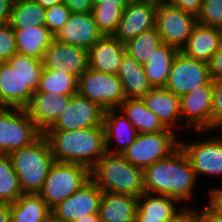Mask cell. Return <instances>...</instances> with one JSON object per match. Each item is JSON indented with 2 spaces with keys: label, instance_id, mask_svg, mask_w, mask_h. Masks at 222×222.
Masks as SVG:
<instances>
[{
  "label": "cell",
  "instance_id": "681fc988",
  "mask_svg": "<svg viewBox=\"0 0 222 222\" xmlns=\"http://www.w3.org/2000/svg\"><path fill=\"white\" fill-rule=\"evenodd\" d=\"M34 1L40 4L45 9L63 2V0H34Z\"/></svg>",
  "mask_w": 222,
  "mask_h": 222
},
{
  "label": "cell",
  "instance_id": "ffe728a7",
  "mask_svg": "<svg viewBox=\"0 0 222 222\" xmlns=\"http://www.w3.org/2000/svg\"><path fill=\"white\" fill-rule=\"evenodd\" d=\"M124 43L114 35H103L89 50V68L106 74L118 73L123 56Z\"/></svg>",
  "mask_w": 222,
  "mask_h": 222
},
{
  "label": "cell",
  "instance_id": "52a82bcc",
  "mask_svg": "<svg viewBox=\"0 0 222 222\" xmlns=\"http://www.w3.org/2000/svg\"><path fill=\"white\" fill-rule=\"evenodd\" d=\"M42 134L27 109L0 107V154L26 147Z\"/></svg>",
  "mask_w": 222,
  "mask_h": 222
},
{
  "label": "cell",
  "instance_id": "44dd1931",
  "mask_svg": "<svg viewBox=\"0 0 222 222\" xmlns=\"http://www.w3.org/2000/svg\"><path fill=\"white\" fill-rule=\"evenodd\" d=\"M221 47L222 29L198 23L180 52L189 58L208 63Z\"/></svg>",
  "mask_w": 222,
  "mask_h": 222
},
{
  "label": "cell",
  "instance_id": "8992f818",
  "mask_svg": "<svg viewBox=\"0 0 222 222\" xmlns=\"http://www.w3.org/2000/svg\"><path fill=\"white\" fill-rule=\"evenodd\" d=\"M91 179V170L84 165L55 161L38 193L52 210Z\"/></svg>",
  "mask_w": 222,
  "mask_h": 222
},
{
  "label": "cell",
  "instance_id": "74e56055",
  "mask_svg": "<svg viewBox=\"0 0 222 222\" xmlns=\"http://www.w3.org/2000/svg\"><path fill=\"white\" fill-rule=\"evenodd\" d=\"M17 53L14 30L9 24L0 26V63L8 60Z\"/></svg>",
  "mask_w": 222,
  "mask_h": 222
},
{
  "label": "cell",
  "instance_id": "5b68a950",
  "mask_svg": "<svg viewBox=\"0 0 222 222\" xmlns=\"http://www.w3.org/2000/svg\"><path fill=\"white\" fill-rule=\"evenodd\" d=\"M23 193H39L55 162L51 148L42 134L32 144L9 154Z\"/></svg>",
  "mask_w": 222,
  "mask_h": 222
},
{
  "label": "cell",
  "instance_id": "83f0119b",
  "mask_svg": "<svg viewBox=\"0 0 222 222\" xmlns=\"http://www.w3.org/2000/svg\"><path fill=\"white\" fill-rule=\"evenodd\" d=\"M11 222H45L51 209L38 193H23L10 204Z\"/></svg>",
  "mask_w": 222,
  "mask_h": 222
},
{
  "label": "cell",
  "instance_id": "d6986e66",
  "mask_svg": "<svg viewBox=\"0 0 222 222\" xmlns=\"http://www.w3.org/2000/svg\"><path fill=\"white\" fill-rule=\"evenodd\" d=\"M70 99L71 96L52 92H34L26 109L37 128L44 133L68 108Z\"/></svg>",
  "mask_w": 222,
  "mask_h": 222
},
{
  "label": "cell",
  "instance_id": "9a60e30c",
  "mask_svg": "<svg viewBox=\"0 0 222 222\" xmlns=\"http://www.w3.org/2000/svg\"><path fill=\"white\" fill-rule=\"evenodd\" d=\"M42 61L43 69L71 74L77 79L89 68L88 50L55 39Z\"/></svg>",
  "mask_w": 222,
  "mask_h": 222
},
{
  "label": "cell",
  "instance_id": "3957f363",
  "mask_svg": "<svg viewBox=\"0 0 222 222\" xmlns=\"http://www.w3.org/2000/svg\"><path fill=\"white\" fill-rule=\"evenodd\" d=\"M43 61L16 53L0 63V107L24 108L38 89Z\"/></svg>",
  "mask_w": 222,
  "mask_h": 222
},
{
  "label": "cell",
  "instance_id": "b9f144b4",
  "mask_svg": "<svg viewBox=\"0 0 222 222\" xmlns=\"http://www.w3.org/2000/svg\"><path fill=\"white\" fill-rule=\"evenodd\" d=\"M170 3L185 12L198 16L202 8L203 0H171Z\"/></svg>",
  "mask_w": 222,
  "mask_h": 222
},
{
  "label": "cell",
  "instance_id": "ee69618b",
  "mask_svg": "<svg viewBox=\"0 0 222 222\" xmlns=\"http://www.w3.org/2000/svg\"><path fill=\"white\" fill-rule=\"evenodd\" d=\"M209 203L208 206L217 213L222 214V187L211 188L209 191Z\"/></svg>",
  "mask_w": 222,
  "mask_h": 222
},
{
  "label": "cell",
  "instance_id": "277c9868",
  "mask_svg": "<svg viewBox=\"0 0 222 222\" xmlns=\"http://www.w3.org/2000/svg\"><path fill=\"white\" fill-rule=\"evenodd\" d=\"M91 179L104 192L134 197L145 192L143 169L133 166L122 154L106 152L91 169Z\"/></svg>",
  "mask_w": 222,
  "mask_h": 222
},
{
  "label": "cell",
  "instance_id": "816d5d0a",
  "mask_svg": "<svg viewBox=\"0 0 222 222\" xmlns=\"http://www.w3.org/2000/svg\"><path fill=\"white\" fill-rule=\"evenodd\" d=\"M137 1L159 6V5L170 3L171 0H137Z\"/></svg>",
  "mask_w": 222,
  "mask_h": 222
},
{
  "label": "cell",
  "instance_id": "2e32d148",
  "mask_svg": "<svg viewBox=\"0 0 222 222\" xmlns=\"http://www.w3.org/2000/svg\"><path fill=\"white\" fill-rule=\"evenodd\" d=\"M104 111L98 104L78 94L71 96L68 108L47 130H79L103 127Z\"/></svg>",
  "mask_w": 222,
  "mask_h": 222
},
{
  "label": "cell",
  "instance_id": "c3c4849f",
  "mask_svg": "<svg viewBox=\"0 0 222 222\" xmlns=\"http://www.w3.org/2000/svg\"><path fill=\"white\" fill-rule=\"evenodd\" d=\"M0 222H11L10 204L0 203Z\"/></svg>",
  "mask_w": 222,
  "mask_h": 222
},
{
  "label": "cell",
  "instance_id": "7402d4cb",
  "mask_svg": "<svg viewBox=\"0 0 222 222\" xmlns=\"http://www.w3.org/2000/svg\"><path fill=\"white\" fill-rule=\"evenodd\" d=\"M141 99L167 129L174 131L175 126L181 124L180 97L165 87L152 88Z\"/></svg>",
  "mask_w": 222,
  "mask_h": 222
},
{
  "label": "cell",
  "instance_id": "e0dca14e",
  "mask_svg": "<svg viewBox=\"0 0 222 222\" xmlns=\"http://www.w3.org/2000/svg\"><path fill=\"white\" fill-rule=\"evenodd\" d=\"M157 6L134 0L124 10L118 28L113 34L126 43L144 31L155 27Z\"/></svg>",
  "mask_w": 222,
  "mask_h": 222
},
{
  "label": "cell",
  "instance_id": "bcb514c9",
  "mask_svg": "<svg viewBox=\"0 0 222 222\" xmlns=\"http://www.w3.org/2000/svg\"><path fill=\"white\" fill-rule=\"evenodd\" d=\"M206 222H222V214L213 211L209 206L203 207Z\"/></svg>",
  "mask_w": 222,
  "mask_h": 222
},
{
  "label": "cell",
  "instance_id": "d590c367",
  "mask_svg": "<svg viewBox=\"0 0 222 222\" xmlns=\"http://www.w3.org/2000/svg\"><path fill=\"white\" fill-rule=\"evenodd\" d=\"M198 23L222 29V0H203Z\"/></svg>",
  "mask_w": 222,
  "mask_h": 222
},
{
  "label": "cell",
  "instance_id": "4fadbf2b",
  "mask_svg": "<svg viewBox=\"0 0 222 222\" xmlns=\"http://www.w3.org/2000/svg\"><path fill=\"white\" fill-rule=\"evenodd\" d=\"M179 146L187 155L196 178L197 175L222 177V136L195 142L179 141Z\"/></svg>",
  "mask_w": 222,
  "mask_h": 222
},
{
  "label": "cell",
  "instance_id": "f6af8a7d",
  "mask_svg": "<svg viewBox=\"0 0 222 222\" xmlns=\"http://www.w3.org/2000/svg\"><path fill=\"white\" fill-rule=\"evenodd\" d=\"M14 0H0V26L9 24Z\"/></svg>",
  "mask_w": 222,
  "mask_h": 222
},
{
  "label": "cell",
  "instance_id": "f546056e",
  "mask_svg": "<svg viewBox=\"0 0 222 222\" xmlns=\"http://www.w3.org/2000/svg\"><path fill=\"white\" fill-rule=\"evenodd\" d=\"M178 52L179 50L176 48L162 44L151 59L143 65L149 83L153 88H161L167 85L171 66Z\"/></svg>",
  "mask_w": 222,
  "mask_h": 222
},
{
  "label": "cell",
  "instance_id": "4dcf8cb0",
  "mask_svg": "<svg viewBox=\"0 0 222 222\" xmlns=\"http://www.w3.org/2000/svg\"><path fill=\"white\" fill-rule=\"evenodd\" d=\"M46 9L34 0H14L9 25L12 29L45 26Z\"/></svg>",
  "mask_w": 222,
  "mask_h": 222
},
{
  "label": "cell",
  "instance_id": "60d3db41",
  "mask_svg": "<svg viewBox=\"0 0 222 222\" xmlns=\"http://www.w3.org/2000/svg\"><path fill=\"white\" fill-rule=\"evenodd\" d=\"M208 68L212 81L222 80V47L211 57Z\"/></svg>",
  "mask_w": 222,
  "mask_h": 222
},
{
  "label": "cell",
  "instance_id": "d6a6232c",
  "mask_svg": "<svg viewBox=\"0 0 222 222\" xmlns=\"http://www.w3.org/2000/svg\"><path fill=\"white\" fill-rule=\"evenodd\" d=\"M77 84L78 79L71 74L43 69L36 92L73 96L77 94Z\"/></svg>",
  "mask_w": 222,
  "mask_h": 222
},
{
  "label": "cell",
  "instance_id": "4316f807",
  "mask_svg": "<svg viewBox=\"0 0 222 222\" xmlns=\"http://www.w3.org/2000/svg\"><path fill=\"white\" fill-rule=\"evenodd\" d=\"M138 133L172 131L167 129L158 116L146 108L142 99H125L118 107Z\"/></svg>",
  "mask_w": 222,
  "mask_h": 222
},
{
  "label": "cell",
  "instance_id": "9c48e42d",
  "mask_svg": "<svg viewBox=\"0 0 222 222\" xmlns=\"http://www.w3.org/2000/svg\"><path fill=\"white\" fill-rule=\"evenodd\" d=\"M77 94L98 104L103 110L118 109L126 99L121 80L88 68L79 78Z\"/></svg>",
  "mask_w": 222,
  "mask_h": 222
},
{
  "label": "cell",
  "instance_id": "603a6c76",
  "mask_svg": "<svg viewBox=\"0 0 222 222\" xmlns=\"http://www.w3.org/2000/svg\"><path fill=\"white\" fill-rule=\"evenodd\" d=\"M119 111L108 109L104 111L103 127L105 130L106 152L112 154H122L136 139L138 132L124 114L118 116ZM116 140L115 148L111 149V140ZM117 148V149H116Z\"/></svg>",
  "mask_w": 222,
  "mask_h": 222
},
{
  "label": "cell",
  "instance_id": "f1b7e54d",
  "mask_svg": "<svg viewBox=\"0 0 222 222\" xmlns=\"http://www.w3.org/2000/svg\"><path fill=\"white\" fill-rule=\"evenodd\" d=\"M179 201L173 197L165 195H154L143 193L138 197V210L136 217H147L162 219L165 222H172L174 216L179 211L177 207Z\"/></svg>",
  "mask_w": 222,
  "mask_h": 222
},
{
  "label": "cell",
  "instance_id": "30bf717a",
  "mask_svg": "<svg viewBox=\"0 0 222 222\" xmlns=\"http://www.w3.org/2000/svg\"><path fill=\"white\" fill-rule=\"evenodd\" d=\"M197 24V16L183 11L172 3L157 6L155 28L165 45L181 51Z\"/></svg>",
  "mask_w": 222,
  "mask_h": 222
},
{
  "label": "cell",
  "instance_id": "ab89813d",
  "mask_svg": "<svg viewBox=\"0 0 222 222\" xmlns=\"http://www.w3.org/2000/svg\"><path fill=\"white\" fill-rule=\"evenodd\" d=\"M172 222H206L203 208L198 212L194 208L183 207L179 209Z\"/></svg>",
  "mask_w": 222,
  "mask_h": 222
},
{
  "label": "cell",
  "instance_id": "f5cc1de1",
  "mask_svg": "<svg viewBox=\"0 0 222 222\" xmlns=\"http://www.w3.org/2000/svg\"><path fill=\"white\" fill-rule=\"evenodd\" d=\"M135 222H165L162 219H154V218H147V217H136Z\"/></svg>",
  "mask_w": 222,
  "mask_h": 222
},
{
  "label": "cell",
  "instance_id": "836d02e7",
  "mask_svg": "<svg viewBox=\"0 0 222 222\" xmlns=\"http://www.w3.org/2000/svg\"><path fill=\"white\" fill-rule=\"evenodd\" d=\"M22 194L19 178L13 169L10 156L0 154V203H14Z\"/></svg>",
  "mask_w": 222,
  "mask_h": 222
},
{
  "label": "cell",
  "instance_id": "cb8c5ba5",
  "mask_svg": "<svg viewBox=\"0 0 222 222\" xmlns=\"http://www.w3.org/2000/svg\"><path fill=\"white\" fill-rule=\"evenodd\" d=\"M137 210L138 197L103 191L98 216L100 222H135Z\"/></svg>",
  "mask_w": 222,
  "mask_h": 222
},
{
  "label": "cell",
  "instance_id": "f35d334b",
  "mask_svg": "<svg viewBox=\"0 0 222 222\" xmlns=\"http://www.w3.org/2000/svg\"><path fill=\"white\" fill-rule=\"evenodd\" d=\"M222 127V80L213 81L212 130Z\"/></svg>",
  "mask_w": 222,
  "mask_h": 222
},
{
  "label": "cell",
  "instance_id": "7c38bea8",
  "mask_svg": "<svg viewBox=\"0 0 222 222\" xmlns=\"http://www.w3.org/2000/svg\"><path fill=\"white\" fill-rule=\"evenodd\" d=\"M213 81L180 96L181 121L197 133L212 131ZM206 132V133H205Z\"/></svg>",
  "mask_w": 222,
  "mask_h": 222
},
{
  "label": "cell",
  "instance_id": "ba28073f",
  "mask_svg": "<svg viewBox=\"0 0 222 222\" xmlns=\"http://www.w3.org/2000/svg\"><path fill=\"white\" fill-rule=\"evenodd\" d=\"M175 131L138 133L133 143L122 153L133 166L145 169L168 157L179 147Z\"/></svg>",
  "mask_w": 222,
  "mask_h": 222
},
{
  "label": "cell",
  "instance_id": "7bdbcfd3",
  "mask_svg": "<svg viewBox=\"0 0 222 222\" xmlns=\"http://www.w3.org/2000/svg\"><path fill=\"white\" fill-rule=\"evenodd\" d=\"M63 3L71 10L72 13L92 12V0H63Z\"/></svg>",
  "mask_w": 222,
  "mask_h": 222
},
{
  "label": "cell",
  "instance_id": "484cf974",
  "mask_svg": "<svg viewBox=\"0 0 222 222\" xmlns=\"http://www.w3.org/2000/svg\"><path fill=\"white\" fill-rule=\"evenodd\" d=\"M15 34L17 53L43 59L54 39V35L46 26L24 27L13 29Z\"/></svg>",
  "mask_w": 222,
  "mask_h": 222
},
{
  "label": "cell",
  "instance_id": "8fae6325",
  "mask_svg": "<svg viewBox=\"0 0 222 222\" xmlns=\"http://www.w3.org/2000/svg\"><path fill=\"white\" fill-rule=\"evenodd\" d=\"M211 80L208 63L189 58L179 51L173 60L165 88L180 97Z\"/></svg>",
  "mask_w": 222,
  "mask_h": 222
},
{
  "label": "cell",
  "instance_id": "5bb4252c",
  "mask_svg": "<svg viewBox=\"0 0 222 222\" xmlns=\"http://www.w3.org/2000/svg\"><path fill=\"white\" fill-rule=\"evenodd\" d=\"M103 191L90 179L75 193L55 206L52 216L62 222H73L83 216L98 214Z\"/></svg>",
  "mask_w": 222,
  "mask_h": 222
},
{
  "label": "cell",
  "instance_id": "ac0fdd59",
  "mask_svg": "<svg viewBox=\"0 0 222 222\" xmlns=\"http://www.w3.org/2000/svg\"><path fill=\"white\" fill-rule=\"evenodd\" d=\"M92 12L71 13L67 23L54 39L89 50L101 37Z\"/></svg>",
  "mask_w": 222,
  "mask_h": 222
},
{
  "label": "cell",
  "instance_id": "f907efd6",
  "mask_svg": "<svg viewBox=\"0 0 222 222\" xmlns=\"http://www.w3.org/2000/svg\"><path fill=\"white\" fill-rule=\"evenodd\" d=\"M73 222H100L98 214L83 216Z\"/></svg>",
  "mask_w": 222,
  "mask_h": 222
},
{
  "label": "cell",
  "instance_id": "7a4b0ae2",
  "mask_svg": "<svg viewBox=\"0 0 222 222\" xmlns=\"http://www.w3.org/2000/svg\"><path fill=\"white\" fill-rule=\"evenodd\" d=\"M43 135L57 162L81 164L91 170L106 153L104 127L46 130Z\"/></svg>",
  "mask_w": 222,
  "mask_h": 222
},
{
  "label": "cell",
  "instance_id": "7dc6e473",
  "mask_svg": "<svg viewBox=\"0 0 222 222\" xmlns=\"http://www.w3.org/2000/svg\"><path fill=\"white\" fill-rule=\"evenodd\" d=\"M93 5H120L123 9H125L130 3L134 0H92Z\"/></svg>",
  "mask_w": 222,
  "mask_h": 222
},
{
  "label": "cell",
  "instance_id": "6da1fadb",
  "mask_svg": "<svg viewBox=\"0 0 222 222\" xmlns=\"http://www.w3.org/2000/svg\"><path fill=\"white\" fill-rule=\"evenodd\" d=\"M145 193L170 196L180 201L191 198L196 176L180 148L143 170Z\"/></svg>",
  "mask_w": 222,
  "mask_h": 222
},
{
  "label": "cell",
  "instance_id": "1f68e13d",
  "mask_svg": "<svg viewBox=\"0 0 222 222\" xmlns=\"http://www.w3.org/2000/svg\"><path fill=\"white\" fill-rule=\"evenodd\" d=\"M162 44L161 37L155 27L124 43L126 53L143 65L151 59Z\"/></svg>",
  "mask_w": 222,
  "mask_h": 222
},
{
  "label": "cell",
  "instance_id": "e575fe53",
  "mask_svg": "<svg viewBox=\"0 0 222 222\" xmlns=\"http://www.w3.org/2000/svg\"><path fill=\"white\" fill-rule=\"evenodd\" d=\"M123 8L120 5H93L92 14L103 35H113L119 25Z\"/></svg>",
  "mask_w": 222,
  "mask_h": 222
},
{
  "label": "cell",
  "instance_id": "db71d44e",
  "mask_svg": "<svg viewBox=\"0 0 222 222\" xmlns=\"http://www.w3.org/2000/svg\"><path fill=\"white\" fill-rule=\"evenodd\" d=\"M45 222H62V221H59V220L55 219V218L51 215Z\"/></svg>",
  "mask_w": 222,
  "mask_h": 222
},
{
  "label": "cell",
  "instance_id": "d4e9b609",
  "mask_svg": "<svg viewBox=\"0 0 222 222\" xmlns=\"http://www.w3.org/2000/svg\"><path fill=\"white\" fill-rule=\"evenodd\" d=\"M117 76L121 80L126 99H140L153 88L143 64L127 53L123 56Z\"/></svg>",
  "mask_w": 222,
  "mask_h": 222
},
{
  "label": "cell",
  "instance_id": "8d00e7d4",
  "mask_svg": "<svg viewBox=\"0 0 222 222\" xmlns=\"http://www.w3.org/2000/svg\"><path fill=\"white\" fill-rule=\"evenodd\" d=\"M71 13L63 2L47 8L45 26L55 36L67 23Z\"/></svg>",
  "mask_w": 222,
  "mask_h": 222
}]
</instances>
